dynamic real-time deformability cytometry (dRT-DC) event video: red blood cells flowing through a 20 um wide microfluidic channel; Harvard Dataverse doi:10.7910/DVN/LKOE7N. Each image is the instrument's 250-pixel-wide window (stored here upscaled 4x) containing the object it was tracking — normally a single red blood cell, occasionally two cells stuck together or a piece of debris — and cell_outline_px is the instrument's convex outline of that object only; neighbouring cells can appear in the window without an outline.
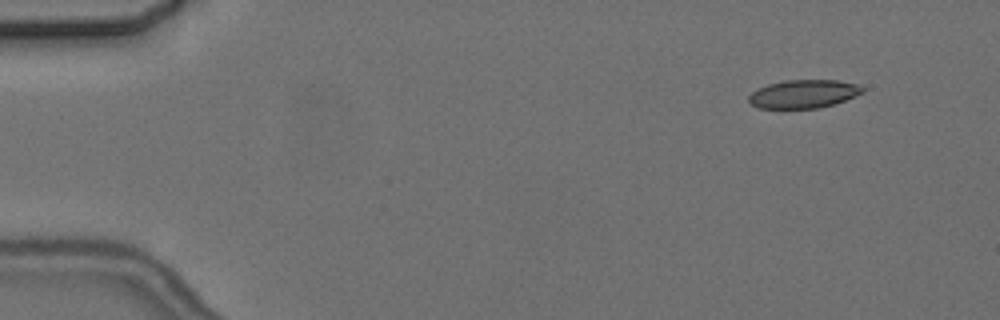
{"species": "common noctule bat (a hibernating species)", "species_latin": "Nyctalus noctula", "temperature_condition": "cold", "stored_images_in_passage": 6, "segment_of_instrument_passage": [2, 2], "camera_frame_rate_fps": 3000, "um_per_image_px": 0.085, "animal": {"sex": "female", "body_mass_g": 24.6, "forearm_length_mm": 56.2}, "frame": {"image": 1, "passage_image": 6, "time_ms": 7.333, "image_size_px": [1000, 320], "cell_outline_px": [[864, 92], [856, 96], [820, 108], [756, 108], [748, 100], [748, 96], [756, 88], [768, 84], [784, 80], [836, 80], [856, 84], [864, 88]], "centroid_in_image_um": [68.27, 7.98], "position_along_channel_um": 16.7, "area_um2": 18.79}}